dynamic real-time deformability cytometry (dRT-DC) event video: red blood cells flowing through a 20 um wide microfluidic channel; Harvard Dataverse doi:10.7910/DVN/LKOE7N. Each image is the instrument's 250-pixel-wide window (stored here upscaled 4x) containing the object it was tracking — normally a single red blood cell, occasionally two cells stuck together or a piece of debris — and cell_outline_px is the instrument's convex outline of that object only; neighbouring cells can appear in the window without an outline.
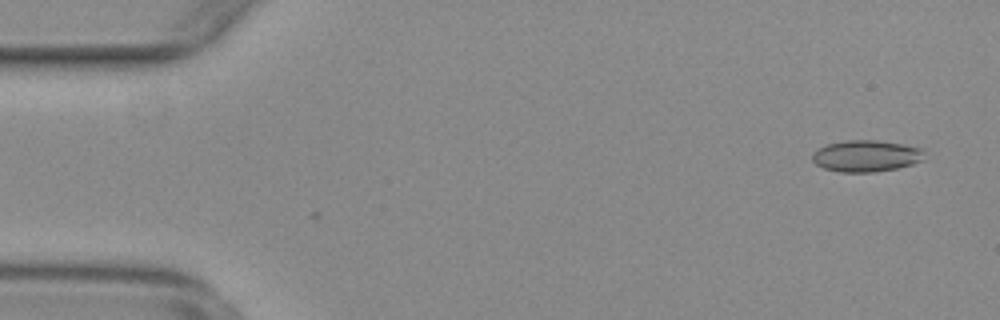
{"species": "common noctule bat (a hibernating species)", "species_latin": "Nyctalus noctula", "temperature_condition": "warm", "stored_images_in_passage": 4, "camera_frame_rate_fps": 3000, "um_per_image_px": 0.085, "animal": {"sex": "female", "body_mass_g": 29.2, "forearm_length_mm": 56.3}, "frame": {"image": 1, "passage_image": 3, "time_ms": 0.667, "image_size_px": [1000, 320], "cell_outline_px": [[924, 160], [912, 164], [896, 168], [872, 172], [840, 172], [824, 168], [816, 164], [812, 160], [812, 152], [828, 144], [844, 140], [880, 140], [924, 148]], "centroid_in_image_um": [73.64, 13.25], "position_along_channel_um": 11.4, "area_um2": 20.69}}